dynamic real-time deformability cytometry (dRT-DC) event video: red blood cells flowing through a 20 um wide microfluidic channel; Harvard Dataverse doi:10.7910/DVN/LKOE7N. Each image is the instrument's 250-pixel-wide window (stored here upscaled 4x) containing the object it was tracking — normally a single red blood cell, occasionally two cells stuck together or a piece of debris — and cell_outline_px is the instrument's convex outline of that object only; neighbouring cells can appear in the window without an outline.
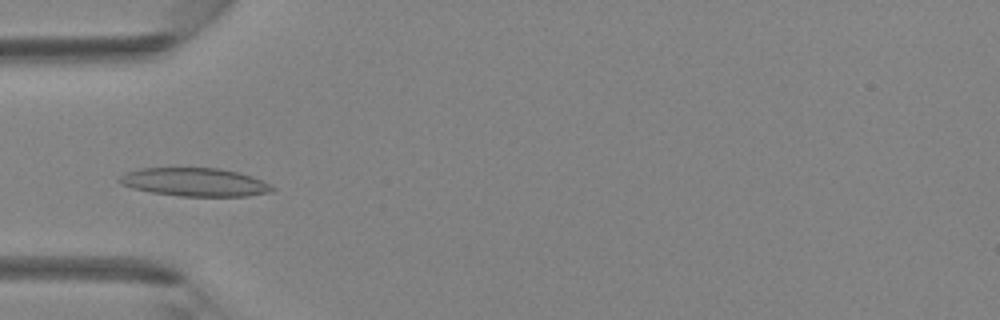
{"species": "Egyptian fruit bat (a non-hibernating species)", "species_latin": "Rousettus aegyptiacus", "temperature_condition": "room temperature", "stored_images_in_passage": 32, "camera_frame_rate_fps": 3000, "um_per_image_px": 0.085, "animal": {"sex": "female"}, "frame": {"image": 1, "passage_image": 4, "time_ms": 1.0, "image_size_px": [1000, 320], "cell_outline_px": [[276, 188], [272, 192], [248, 196], [180, 196], [152, 192], [132, 188], [120, 184], [116, 180], [120, 176], [128, 172], [140, 168], [220, 168], [252, 176], [272, 184]], "centroid_in_image_um": [16.58, 15.48], "position_along_channel_um": 68.4, "area_um2": 25.32}}
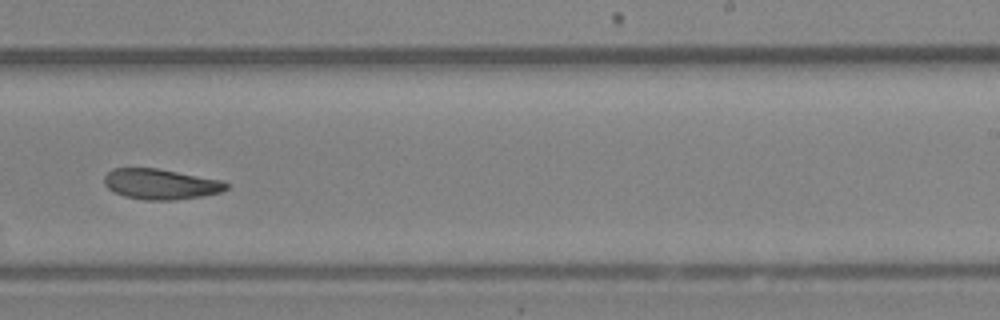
{"frame": {"image": 2, "passage_image": 17, "time_ms": 5.333, "image_size_px": [1000, 320], "cell_outline_px": [[228, 188], [220, 192], [200, 196], [172, 200], [144, 200], [124, 196], [108, 188], [104, 184], [104, 176], [112, 168], [156, 168], [220, 180], [228, 184]], "centroid_in_image_um": [13.61, 15.65], "position_along_channel_um": 275.4, "area_um2": 21.39}}
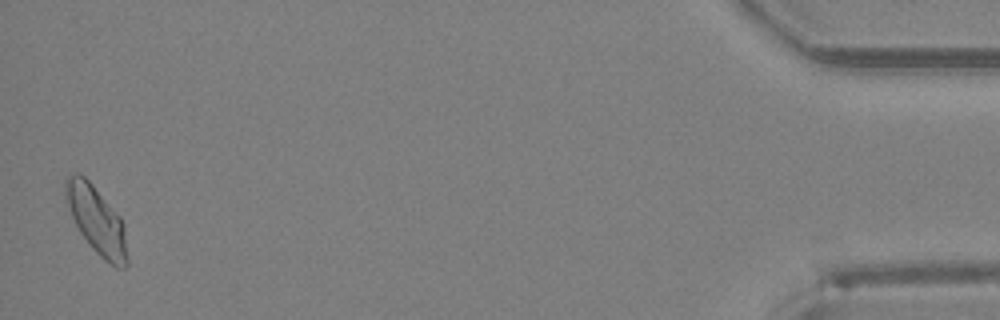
{"frame": {"image": 3, "passage_image": 32, "time_ms": 10.333, "image_size_px": [1000, 320], "cell_outline_px": [[128, 264], [124, 268], [116, 268], [104, 260], [92, 248], [80, 232], [64, 200], [64, 180], [68, 176], [76, 172], [80, 172], [92, 184], [120, 216], [124, 224], [128, 260]], "centroid_in_image_um": [8.2, 18.7], "position_along_channel_um": 427.0, "area_um2": 24.45}}